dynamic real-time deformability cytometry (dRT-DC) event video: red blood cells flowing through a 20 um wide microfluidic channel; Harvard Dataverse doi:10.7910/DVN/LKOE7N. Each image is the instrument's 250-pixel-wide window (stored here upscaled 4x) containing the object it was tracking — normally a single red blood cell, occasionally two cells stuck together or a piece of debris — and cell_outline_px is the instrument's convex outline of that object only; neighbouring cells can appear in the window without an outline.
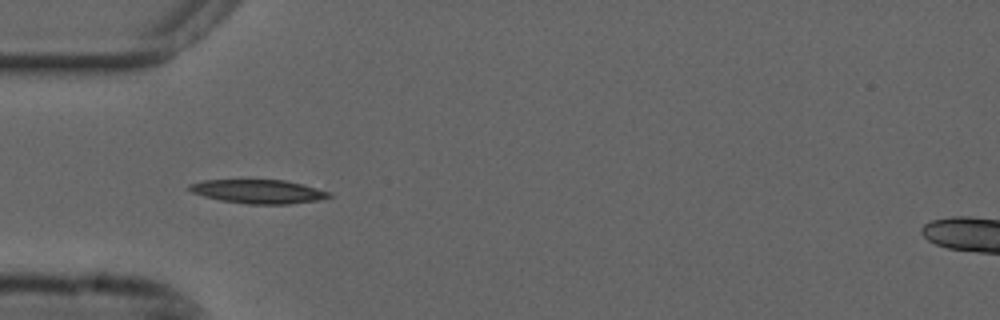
{"species": "common noctule bat (a hibernating species)", "species_latin": "Nyctalus noctula", "temperature_condition": "cold", "stored_images_in_passage": 42, "camera_frame_rate_fps": 3000, "um_per_image_px": 0.085, "animal": {"sex": "male", "forearm_length_mm": 52.5}, "frame": {"image": 1, "passage_image": 4, "time_ms": 1.0, "image_size_px": [1000, 320], "cell_outline_px": [[332, 196], [320, 200], [288, 204], [248, 204], [220, 200], [204, 196], [192, 192], [188, 188], [188, 184], [204, 180], [284, 180], [316, 188], [328, 192]], "centroid_in_image_um": [21.93, 16.28], "position_along_channel_um": 63.1, "area_um2": 19.19}}
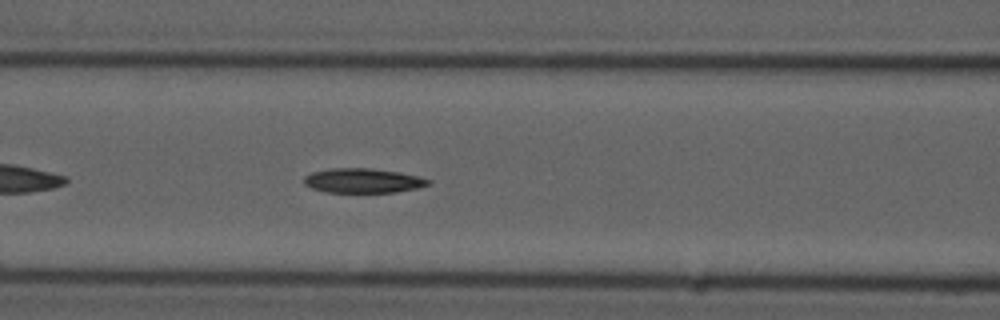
{"frame": {"image": 2, "passage_image": 10, "time_ms": 3.0, "image_size_px": [1000, 320], "cell_outline_px": [[432, 184], [416, 188], [396, 192], [324, 192], [312, 188], [304, 184], [304, 176], [312, 172], [332, 168], [372, 168], [400, 172], [420, 176], [432, 180]], "centroid_in_image_um": [30.88, 15.35], "position_along_channel_um": 135.7, "area_um2": 17.92}}
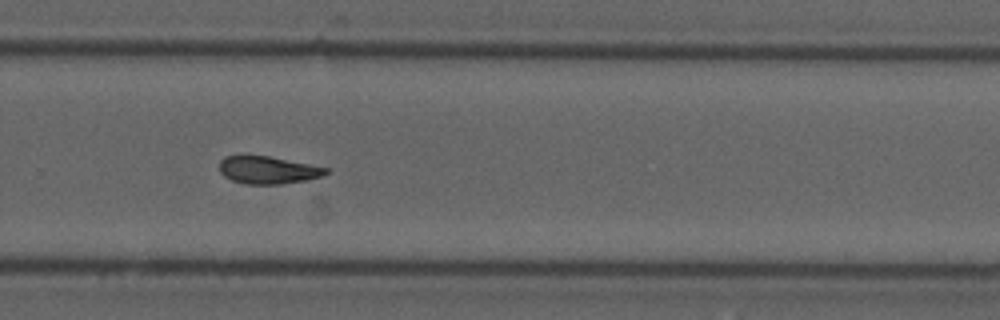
{"frame": {"image": 3, "passage_image": 24, "time_ms": 7.667, "image_size_px": [1000, 320], "cell_outline_px": [[328, 172], [324, 176], [308, 180], [280, 184], [248, 184], [232, 180], [224, 176], [220, 172], [220, 160], [224, 156], [240, 152], [244, 152], [268, 156], [328, 168]], "centroid_in_image_um": [22.71, 14.41], "position_along_channel_um": 307.1, "area_um2": 17.63}, "authors_computed_cell_mechanics": {"area_um2": 17.8891, "velocity_mm_per_s": 3.6877, "shape_relaxation_time_tau1_ms": 8.5099, "shape_relaxation_time_tau2_ms": 5.3126, "deformation_change_tau1": 0.2039, "deformation_change_tau2": 0.1177}}